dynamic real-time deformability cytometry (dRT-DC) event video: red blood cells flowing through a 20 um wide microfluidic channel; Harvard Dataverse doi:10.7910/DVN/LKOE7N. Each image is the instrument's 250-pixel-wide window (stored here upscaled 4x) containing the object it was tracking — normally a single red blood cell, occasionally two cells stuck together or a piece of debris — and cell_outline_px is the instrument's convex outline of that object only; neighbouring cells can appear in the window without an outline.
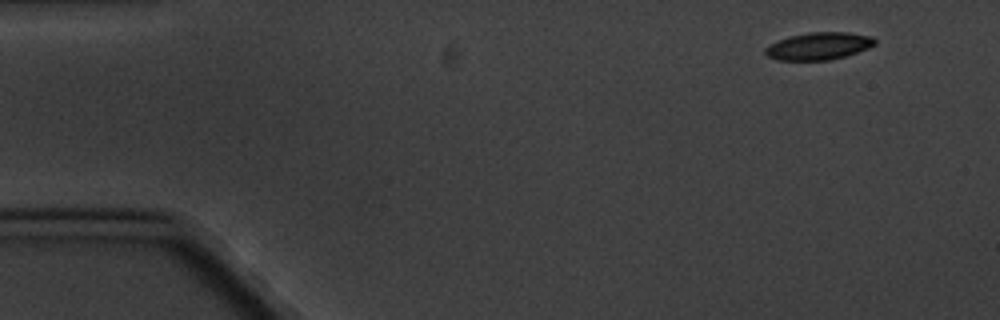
{"species": "common noctule bat (a hibernating species)", "species_latin": "Nyctalus noctula", "temperature_condition": "cold", "stored_images_in_passage": 4, "camera_frame_rate_fps": 3000, "um_per_image_px": 0.085, "animal": {"sex": "male", "body_mass_g": 20.1, "forearm_length_mm": 53.5}, "frame": {"image": 1, "passage_image": 1, "time_ms": 0.0, "image_size_px": [1000, 320], "cell_outline_px": [[876, 44], [868, 48], [844, 56], [828, 60], [780, 60], [768, 56], [764, 52], [764, 48], [768, 44], [792, 36], [812, 32], [848, 32], [872, 36], [876, 40]], "centroid_in_image_um": [69.6, 3.91], "position_along_channel_um": 15.4, "area_um2": 17.28}}